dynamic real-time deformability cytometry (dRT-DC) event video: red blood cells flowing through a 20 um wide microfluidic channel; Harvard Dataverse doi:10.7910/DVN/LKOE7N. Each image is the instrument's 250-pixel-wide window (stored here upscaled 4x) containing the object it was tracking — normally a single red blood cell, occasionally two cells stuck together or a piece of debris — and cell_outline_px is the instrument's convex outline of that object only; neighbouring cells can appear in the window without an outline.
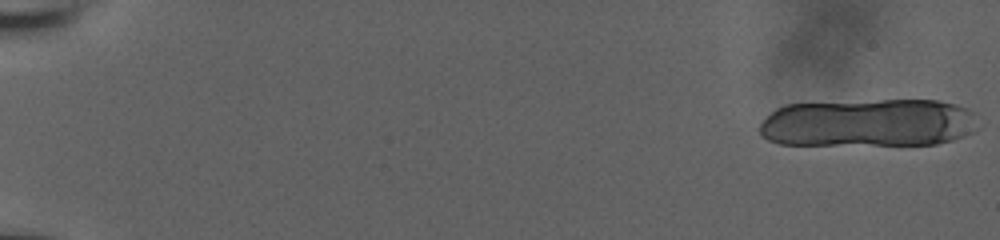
{"species": "human", "species_latin": "Homo sapiens", "temperature_condition": "room temperature", "stored_images_in_passage": 21, "camera_frame_rate_fps": 3000, "um_per_image_px": 0.085, "donor": {"sex": "male"}, "frame": {"image": 1, "passage_image": 1, "time_ms": 0.0, "image_size_px": [1000, 240], "cell_outline_px": [[976, 132], [952, 140], [936, 144], [780, 144], [768, 140], [760, 136], [760, 124], [776, 108], [784, 104], [880, 100], [936, 100], [956, 104], [968, 108], [972, 112], [976, 128]], "centroid_in_image_um": [73.82, 10.44], "position_along_channel_um": 11.2, "area_um2": 61.27}}